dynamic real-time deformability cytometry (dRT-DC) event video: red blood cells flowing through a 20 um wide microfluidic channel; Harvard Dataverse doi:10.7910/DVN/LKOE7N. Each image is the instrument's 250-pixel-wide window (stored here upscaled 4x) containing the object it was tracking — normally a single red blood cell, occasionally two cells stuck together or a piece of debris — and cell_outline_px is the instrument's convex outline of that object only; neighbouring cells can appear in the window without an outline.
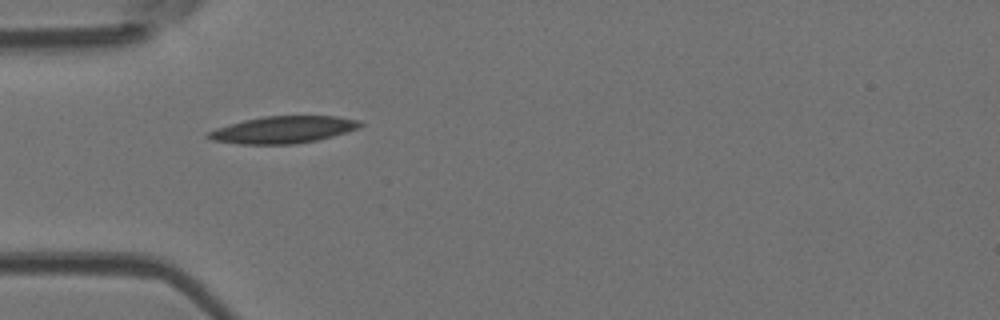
{"species": "Egyptian fruit bat (a non-hibernating species)", "species_latin": "Rousettus aegyptiacus", "temperature_condition": "room temperature", "stored_images_in_passage": 37, "camera_frame_rate_fps": 3000, "um_per_image_px": 0.085, "animal": {"sex": "female"}, "frame": {"image": 1, "passage_image": 1, "time_ms": 0.0, "image_size_px": [1000, 320], "cell_outline_px": [[364, 124], [360, 128], [332, 136], [316, 140], [296, 144], [240, 144], [212, 140], [204, 136], [208, 132], [216, 128], [244, 120], [264, 116], [336, 116], [360, 120]], "centroid_in_image_um": [24.08, 11.02], "position_along_channel_um": 60.9, "area_um2": 23.93}}
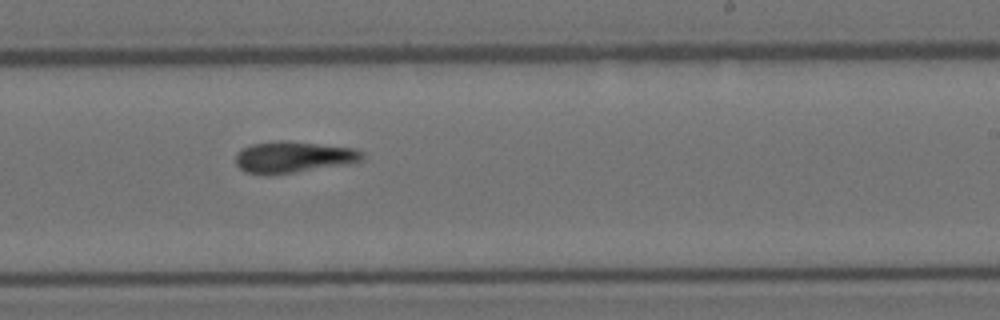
{"frame": {"image": 2, "passage_image": 17, "time_ms": 5.333, "image_size_px": [1000, 320], "cell_outline_px": [[364, 160], [348, 164], [272, 176], [264, 176], [244, 172], [236, 164], [236, 156], [244, 148], [252, 144], [276, 140], [288, 140], [356, 148], [364, 152]], "centroid_in_image_um": [24.96, 13.36], "position_along_channel_um": 264.0, "area_um2": 23.7}}
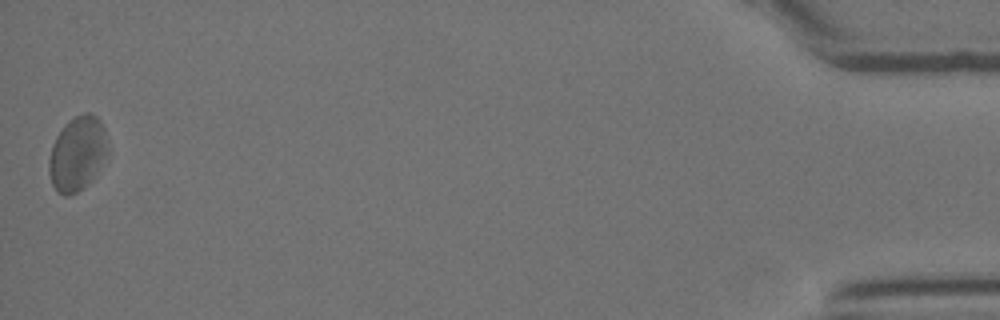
{"frame": {"image": 3, "passage_image": 37, "time_ms": 12.0, "image_size_px": [1000, 320], "cell_outline_px": [[108, 152], [96, 172], [76, 192], [68, 196], [64, 196], [56, 192], [52, 184], [48, 172], [48, 160], [52, 144], [56, 136], [64, 124], [68, 120], [84, 112], [88, 112], [96, 116], [100, 120], [104, 128], [108, 140]], "centroid_in_image_um": [6.55, 13.02], "position_along_channel_um": 428.7, "area_um2": 25.43}, "authors_computed_cell_mechanics": {"area_um2": 23.2934, "velocity_mm_per_s": 3.8594, "shape_relaxation_time_tau1_ms": null, "shape_relaxation_time_tau2_ms": 7.3099, "deformation_change_tau1": null, "deformation_change_tau2": 0.185}}